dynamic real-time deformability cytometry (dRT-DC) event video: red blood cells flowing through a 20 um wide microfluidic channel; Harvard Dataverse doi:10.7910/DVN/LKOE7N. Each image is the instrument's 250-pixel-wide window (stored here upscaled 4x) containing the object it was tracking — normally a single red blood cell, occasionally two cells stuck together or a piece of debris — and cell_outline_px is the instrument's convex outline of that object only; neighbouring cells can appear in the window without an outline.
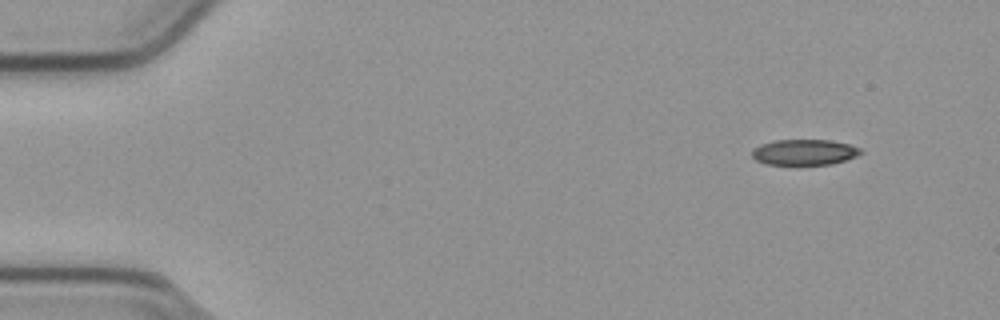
{"species": "common noctule bat (a hibernating species)", "species_latin": "Nyctalus noctula", "temperature_condition": "cold", "stored_images_in_passage": 50, "camera_frame_rate_fps": 3000, "um_per_image_px": 0.085, "animal": {"sex": "male", "body_mass_g": 23.1, "forearm_length_mm": 52.7}, "frame": {"image": 1, "passage_image": 1, "time_ms": 0.0, "image_size_px": [1000, 320], "cell_outline_px": [[864, 152], [856, 156], [832, 164], [768, 164], [756, 160], [752, 156], [752, 148], [760, 144], [772, 140], [832, 140], [848, 144], [860, 148]], "centroid_in_image_um": [68.35, 12.92], "position_along_channel_um": 16.6, "area_um2": 16.24}}
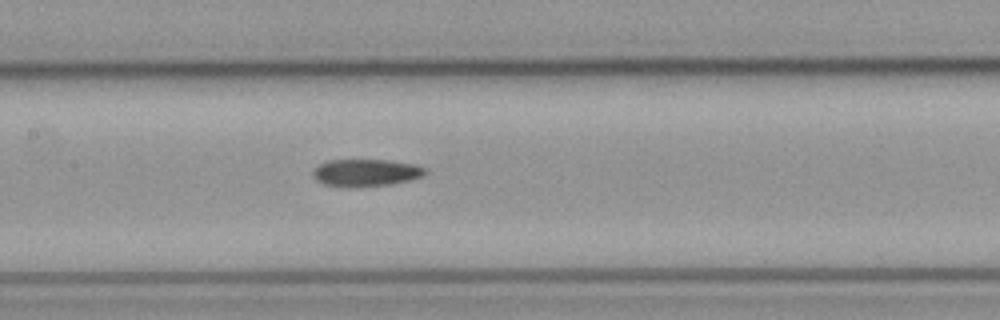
{"frame": {"image": 2, "passage_image": 22, "time_ms": 7.0, "image_size_px": [1000, 320], "cell_outline_px": [[428, 172], [420, 176], [408, 180], [392, 184], [324, 184], [316, 180], [312, 176], [312, 172], [320, 164], [328, 160], [388, 160], [412, 164], [428, 168]], "centroid_in_image_um": [31.13, 14.62], "position_along_channel_um": 176.3, "area_um2": 16.88}}
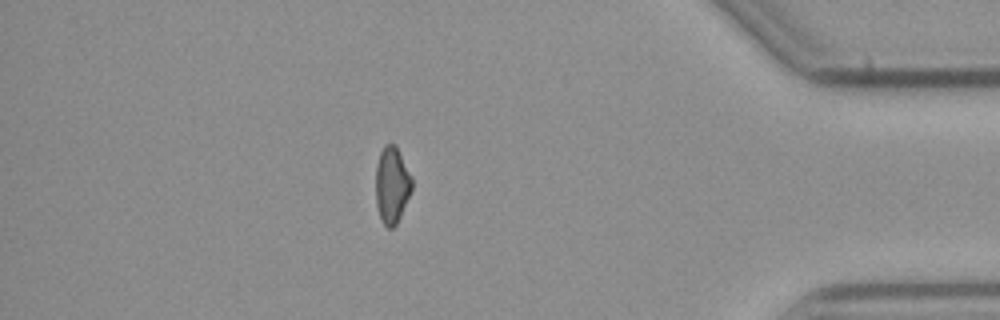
{"frame": {"image": 3, "passage_image": 43, "time_ms": 14.0, "image_size_px": [1000, 320], "cell_outline_px": [[412, 188], [400, 216], [396, 224], [392, 228], [388, 228], [384, 224], [380, 216], [376, 204], [376, 168], [380, 152], [384, 144], [396, 144], [412, 176]], "centroid_in_image_um": [33.31, 15.68], "position_along_channel_um": 401.9, "area_um2": 16.07}}